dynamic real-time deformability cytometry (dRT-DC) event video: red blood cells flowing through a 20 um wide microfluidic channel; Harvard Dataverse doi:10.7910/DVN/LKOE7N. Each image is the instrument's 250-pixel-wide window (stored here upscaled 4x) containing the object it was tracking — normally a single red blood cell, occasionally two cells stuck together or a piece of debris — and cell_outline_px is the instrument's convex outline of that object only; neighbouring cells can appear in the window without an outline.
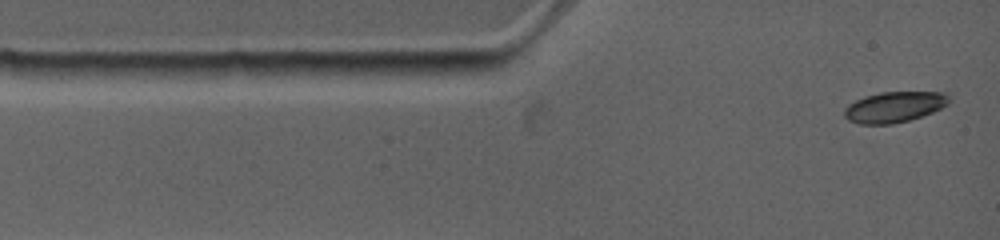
{"species": "common noctule bat (a hibernating species)", "species_latin": "Nyctalus noctula", "temperature_condition": "warm", "stored_images_in_passage": 7, "camera_frame_rate_fps": 4500, "um_per_image_px": 0.085, "animal": {"sex": "female", "body_mass_g": 19.0, "forearm_length_mm": 53.3}, "frame": {"image": 1, "passage_image": 1, "time_ms": 0.0, "image_size_px": [1000, 240], "cell_outline_px": [[948, 104], [932, 112], [908, 120], [892, 124], [860, 124], [848, 120], [844, 116], [844, 108], [848, 104], [864, 96], [880, 92], [948, 92]], "centroid_in_image_um": [75.98, 9.08], "position_along_channel_um": 9.0, "area_um2": 18.67}}
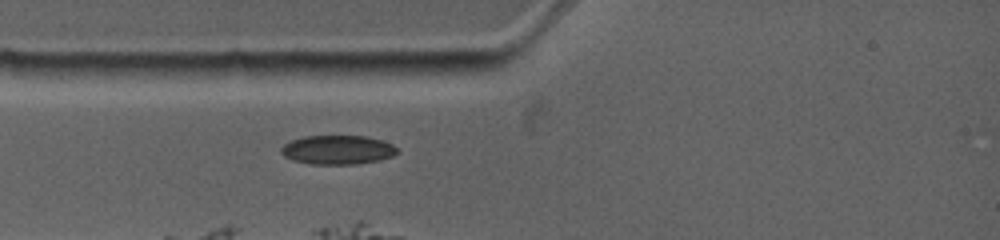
{"frame": {"image": 2, "passage_image": 5, "time_ms": 2.222, "image_size_px": [1000, 240], "cell_outline_px": [[400, 152], [392, 156], [380, 160], [356, 164], [312, 164], [292, 160], [284, 156], [280, 152], [280, 148], [284, 144], [292, 140], [304, 136], [368, 136], [392, 144]], "centroid_in_image_um": [28.69, 12.74], "position_along_channel_um": 56.3, "area_um2": 19.71}}
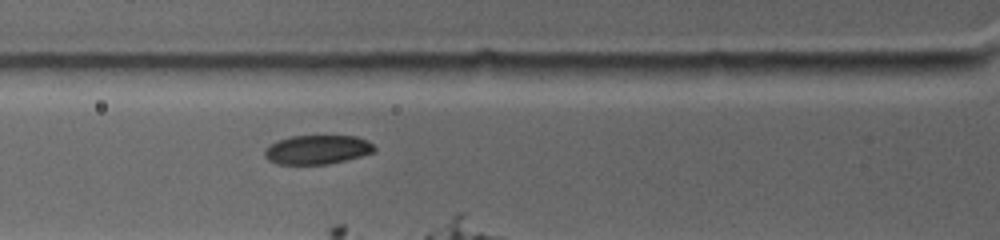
{"frame": {"image": 3, "passage_image": 7, "time_ms": 3.333, "image_size_px": [1000, 240], "cell_outline_px": [[376, 148], [372, 152], [360, 156], [328, 164], [276, 164], [268, 160], [264, 156], [264, 152], [276, 140], [292, 136], [356, 136], [368, 140]], "centroid_in_image_um": [26.96, 12.72], "position_along_channel_um": 98.8, "area_um2": 18.44}}